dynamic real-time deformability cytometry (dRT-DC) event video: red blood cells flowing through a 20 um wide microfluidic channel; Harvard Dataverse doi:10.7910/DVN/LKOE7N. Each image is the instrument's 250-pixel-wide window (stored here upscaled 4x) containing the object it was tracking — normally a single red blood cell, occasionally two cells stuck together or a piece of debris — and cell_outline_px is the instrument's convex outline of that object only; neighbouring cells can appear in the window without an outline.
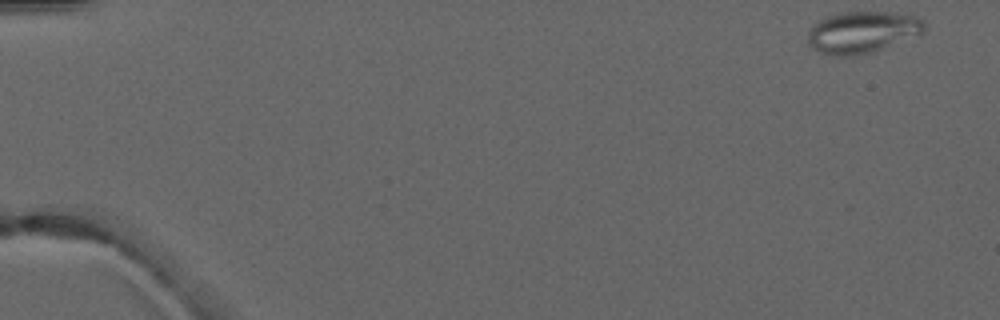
{"species": "common noctule bat (a hibernating species)", "species_latin": "Nyctalus noctula", "temperature_condition": "warm", "stored_images_in_passage": 5, "camera_frame_rate_fps": 3000, "um_per_image_px": 0.085, "animal": {"sex": "male", "forearm_length_mm": 52.5}, "frame": {"image": 1, "passage_image": 1, "time_ms": 0.0, "image_size_px": [1000, 320], "cell_outline_px": [[924, 32], [872, 52], [848, 56], [836, 56], [820, 52], [812, 48], [808, 40], [808, 32], [812, 24], [828, 16], [844, 12], [892, 12], [916, 16], [924, 20]], "centroid_in_image_um": [73.28, 2.72], "position_along_channel_um": 11.7, "area_um2": 28.03}}